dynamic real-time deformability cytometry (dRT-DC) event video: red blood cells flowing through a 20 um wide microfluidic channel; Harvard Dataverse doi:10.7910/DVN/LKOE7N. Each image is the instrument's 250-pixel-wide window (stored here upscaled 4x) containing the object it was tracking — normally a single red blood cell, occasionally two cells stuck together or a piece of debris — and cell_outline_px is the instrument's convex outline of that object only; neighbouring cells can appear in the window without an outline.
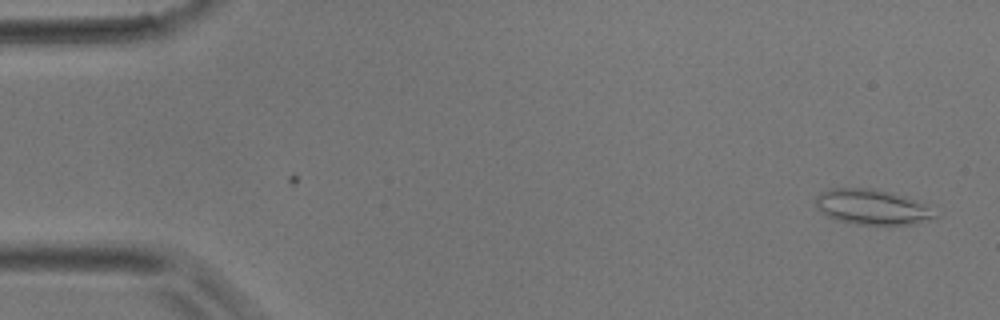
{"species": "common noctule bat (a hibernating species)", "species_latin": "Nyctalus noctula", "temperature_condition": "room temperature", "stored_images_in_passage": 3, "camera_frame_rate_fps": 3000, "um_per_image_px": 0.085, "animal": {"sex": "male", "body_mass_g": 17.9}, "frame": {"image": 1, "passage_image": 1, "time_ms": 0.0, "image_size_px": [1000, 320], "cell_outline_px": [[940, 216], [916, 224], [888, 228], [856, 224], [836, 220], [828, 216], [816, 208], [816, 196], [820, 192], [832, 188], [872, 188], [892, 192], [928, 204]], "centroid_in_image_um": [74.21, 17.64], "position_along_channel_um": 10.8, "area_um2": 25.61}}